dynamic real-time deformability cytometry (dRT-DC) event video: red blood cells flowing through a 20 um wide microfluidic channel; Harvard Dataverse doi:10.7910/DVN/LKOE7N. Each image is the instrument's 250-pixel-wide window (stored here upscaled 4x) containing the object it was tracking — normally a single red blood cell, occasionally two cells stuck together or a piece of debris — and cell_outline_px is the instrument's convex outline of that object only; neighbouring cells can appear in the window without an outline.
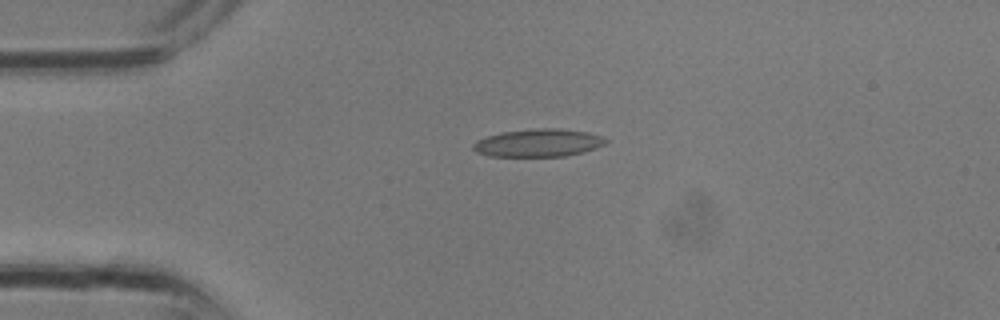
{"species": "common noctule bat (a hibernating species)", "species_latin": "Nyctalus noctula", "temperature_condition": "room temperature", "stored_images_in_passage": 11, "camera_frame_rate_fps": 3000, "um_per_image_px": 0.085, "animal": {"sex": "male", "body_mass_g": 13.3}, "frame": {"image": 1, "passage_image": 7, "time_ms": 2.0, "image_size_px": [1000, 320], "cell_outline_px": [[608, 140], [604, 144], [596, 148], [564, 156], [488, 156], [476, 152], [472, 148], [472, 144], [476, 140], [500, 132], [536, 128], [556, 128], [588, 132], [604, 136]], "centroid_in_image_um": [45.74, 12.13], "position_along_channel_um": 39.3, "area_um2": 21.5}}
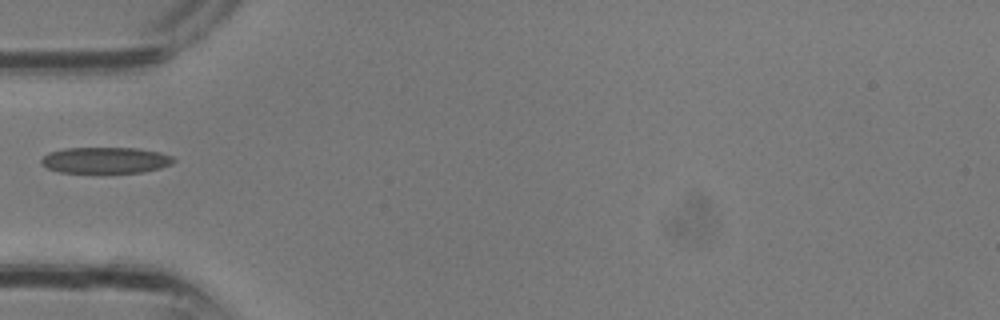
{"frame": {"image": 2, "passage_image": 10, "time_ms": 3.0, "image_size_px": [1000, 320], "cell_outline_px": [[176, 160], [172, 164], [160, 168], [144, 172], [60, 172], [48, 168], [40, 164], [40, 160], [48, 152], [64, 148], [136, 148], [160, 152], [172, 156]], "centroid_in_image_um": [8.97, 13.61], "position_along_channel_um": 76.0, "area_um2": 20.17}}